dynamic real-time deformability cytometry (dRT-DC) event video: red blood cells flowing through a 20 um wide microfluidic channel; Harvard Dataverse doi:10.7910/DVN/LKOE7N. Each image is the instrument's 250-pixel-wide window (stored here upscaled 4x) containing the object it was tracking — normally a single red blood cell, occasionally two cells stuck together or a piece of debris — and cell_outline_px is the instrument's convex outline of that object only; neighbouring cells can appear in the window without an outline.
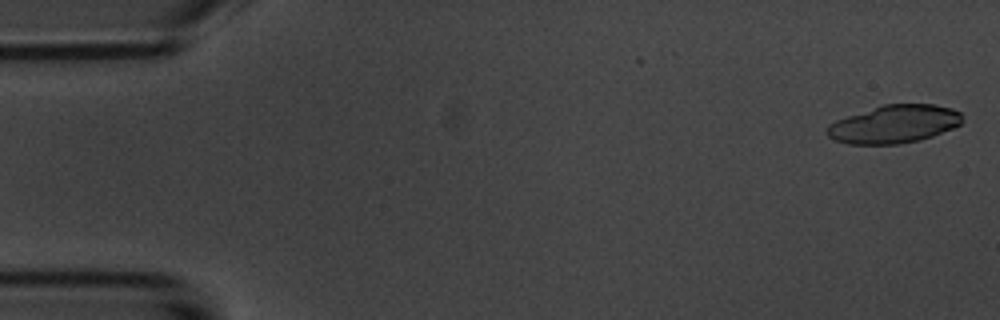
{"species": "common noctule bat (a hibernating species)", "species_latin": "Nyctalus noctula", "temperature_condition": "room temperature", "stored_images_in_passage": 5, "camera_frame_rate_fps": 3000, "um_per_image_px": 0.085, "animal": {"sex": "male", "body_mass_g": 20.1, "forearm_length_mm": 53.5}, "frame": {"image": 1, "passage_image": 1, "time_ms": 0.0, "image_size_px": [1000, 320], "cell_outline_px": [[964, 120], [960, 124], [952, 128], [932, 136], [920, 140], [900, 144], [848, 144], [836, 140], [828, 136], [824, 132], [828, 124], [836, 120], [884, 104], [936, 104], [952, 108], [960, 112]], "centroid_in_image_um": [76.01, 10.55], "position_along_channel_um": 9.0, "area_um2": 30.0}}